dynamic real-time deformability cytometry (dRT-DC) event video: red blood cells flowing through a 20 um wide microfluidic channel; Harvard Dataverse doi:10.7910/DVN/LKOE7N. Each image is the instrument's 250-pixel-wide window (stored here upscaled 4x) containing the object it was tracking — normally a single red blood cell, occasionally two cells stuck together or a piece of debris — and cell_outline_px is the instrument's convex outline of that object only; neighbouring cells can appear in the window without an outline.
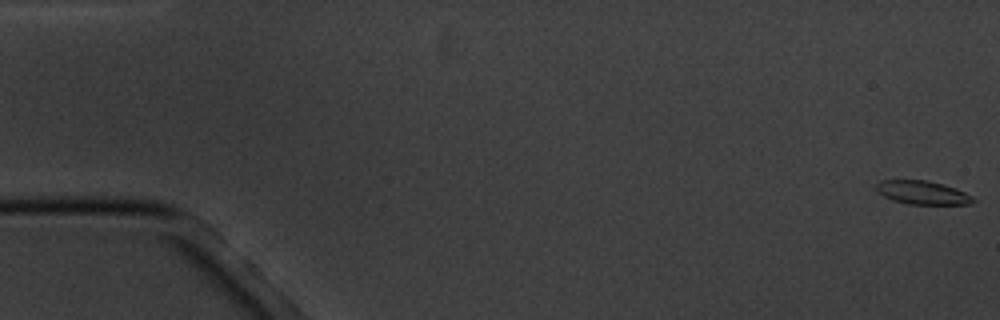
{"species": "common noctule bat (a hibernating species)", "species_latin": "Nyctalus noctula", "temperature_condition": "cold", "stored_images_in_passage": 7, "camera_frame_rate_fps": 3000, "um_per_image_px": 0.085, "animal": {"sex": "male", "body_mass_g": 20.1, "forearm_length_mm": 53.5}, "frame": {"image": 1, "passage_image": 1, "time_ms": 0.0, "image_size_px": [1000, 320], "cell_outline_px": [[976, 200], [968, 204], [908, 204], [892, 200], [884, 196], [876, 188], [876, 184], [880, 180], [928, 180], [944, 184], [956, 188], [972, 196]], "centroid_in_image_um": [78.42, 16.36], "position_along_channel_um": 6.6, "area_um2": 13.24}}
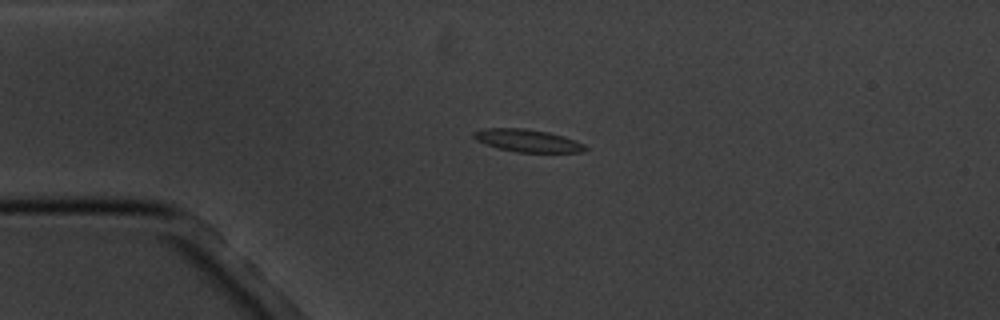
{"frame": {"image": 2, "passage_image": 5, "time_ms": 4.333, "image_size_px": [1000, 320], "cell_outline_px": [[588, 148], [580, 152], [516, 152], [496, 148], [476, 140], [472, 136], [472, 132], [484, 128], [524, 128], [548, 132], [564, 136], [584, 144]], "centroid_in_image_um": [44.8, 11.95], "position_along_channel_um": 40.2, "area_um2": 14.68}}
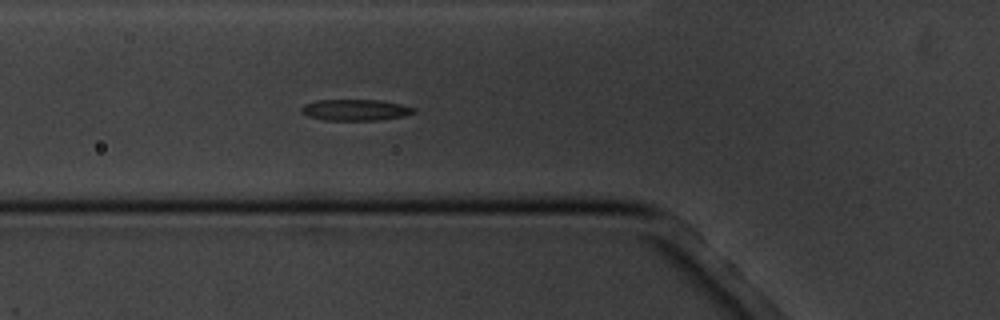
{"frame": {"image": 3, "passage_image": 7, "time_ms": 6.667, "image_size_px": [1000, 320], "cell_outline_px": [[416, 112], [404, 116], [376, 120], [324, 120], [308, 116], [300, 112], [300, 108], [304, 104], [316, 100], [384, 100], [416, 108]], "centroid_in_image_um": [30.2, 9.34], "position_along_channel_um": 95.6, "area_um2": 13.99}}